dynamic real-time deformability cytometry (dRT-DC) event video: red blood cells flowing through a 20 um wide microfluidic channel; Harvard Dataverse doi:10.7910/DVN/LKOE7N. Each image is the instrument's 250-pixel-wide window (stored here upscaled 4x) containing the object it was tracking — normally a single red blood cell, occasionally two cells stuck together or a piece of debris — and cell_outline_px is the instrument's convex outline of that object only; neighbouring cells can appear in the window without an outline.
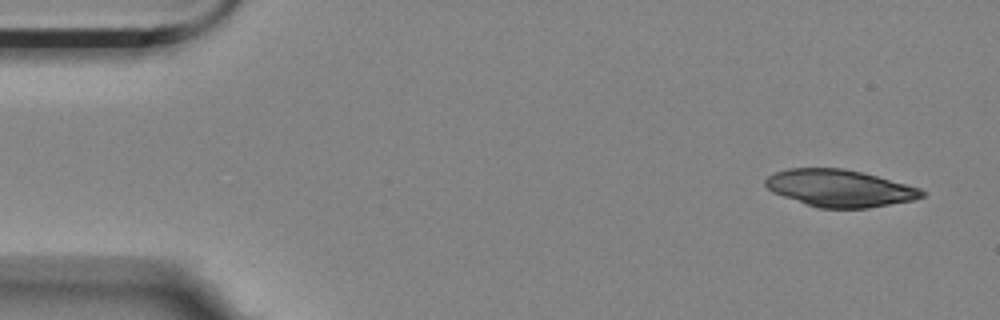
{"species": "Egyptian fruit bat (a non-hibernating species)", "species_latin": "Rousettus aegyptiacus", "temperature_condition": "room temperature", "stored_images_in_passage": 17, "camera_frame_rate_fps": 3000, "um_per_image_px": 0.085, "animal": {"sex": "female"}, "frame": {"image": 1, "passage_image": 1, "time_ms": 0.0, "image_size_px": [1000, 320], "cell_outline_px": [[924, 196], [912, 200], [868, 208], [820, 208], [772, 192], [764, 184], [764, 180], [768, 176], [776, 172], [788, 168], [844, 168], [876, 176], [920, 188], [924, 192]], "centroid_in_image_um": [71.35, 15.99], "position_along_channel_um": 13.7, "area_um2": 33.35}}